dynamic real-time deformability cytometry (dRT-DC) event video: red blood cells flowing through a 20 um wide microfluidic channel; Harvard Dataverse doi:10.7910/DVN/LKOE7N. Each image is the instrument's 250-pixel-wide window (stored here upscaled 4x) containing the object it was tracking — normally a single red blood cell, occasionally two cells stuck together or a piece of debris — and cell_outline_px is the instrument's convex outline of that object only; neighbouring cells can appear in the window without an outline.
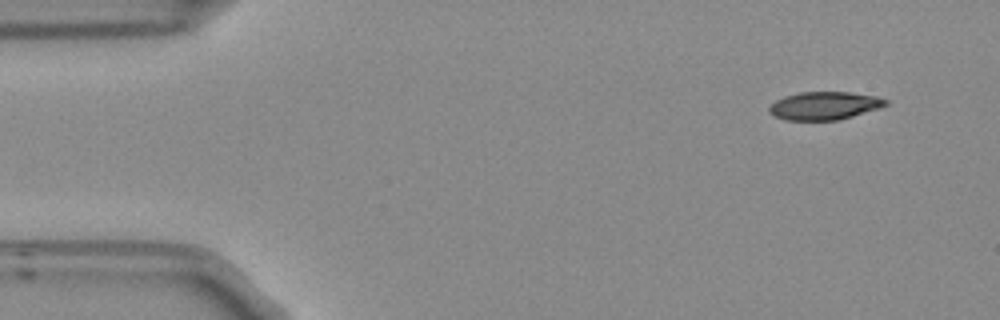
{"species": "Egyptian fruit bat (a non-hibernating species)", "species_latin": "Rousettus aegyptiacus", "temperature_condition": "room temperature", "stored_images_in_passage": 51, "segment_of_instrument_passage": [1, 2], "camera_frame_rate_fps": 3000, "um_per_image_px": 0.085, "frame": {"image": 1, "passage_image": 1, "time_ms": 0.0, "image_size_px": [1000, 320], "cell_outline_px": [[888, 104], [880, 108], [852, 116], [836, 120], [784, 120], [768, 112], [768, 108], [776, 100], [784, 96], [800, 92], [848, 92], [876, 96], [888, 100]], "centroid_in_image_um": [70.07, 8.98], "position_along_channel_um": 14.9, "area_um2": 18.96}}
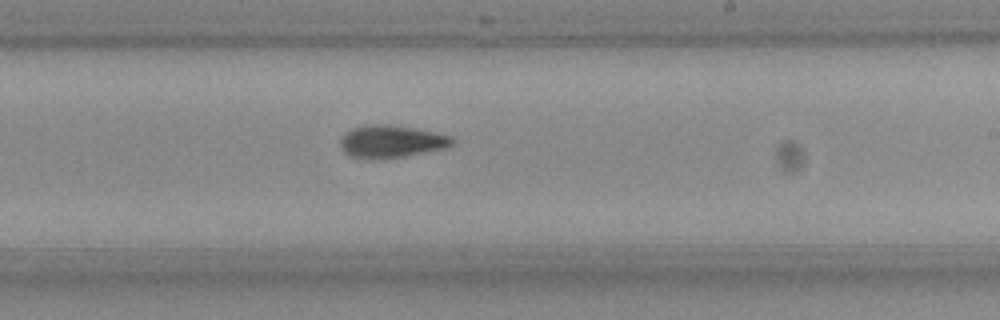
{"frame": {"image": 2, "passage_image": 28, "time_ms": 9.0, "image_size_px": [1000, 320], "cell_outline_px": [[456, 140], [452, 144], [444, 148], [384, 160], [348, 156], [340, 148], [340, 140], [344, 132], [352, 128], [372, 124], [388, 124], [412, 128], [452, 136]], "centroid_in_image_um": [33.21, 12.03], "position_along_channel_um": 255.8, "area_um2": 21.21}}
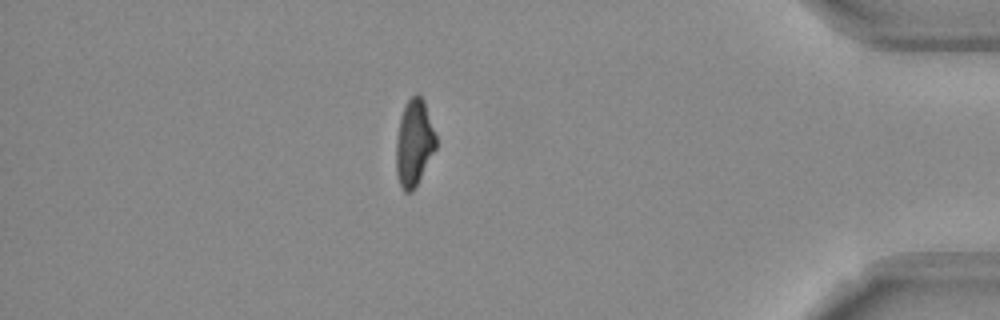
{"frame": {"image": 3, "passage_image": 43, "time_ms": 14.0, "image_size_px": [1000, 320], "cell_outline_px": [[436, 148], [412, 192], [404, 192], [400, 188], [396, 172], [396, 140], [400, 116], [404, 104], [416, 92], [424, 100], [436, 136]], "centroid_in_image_um": [35.17, 12.13], "position_along_channel_um": 400.0, "area_um2": 20.11}}